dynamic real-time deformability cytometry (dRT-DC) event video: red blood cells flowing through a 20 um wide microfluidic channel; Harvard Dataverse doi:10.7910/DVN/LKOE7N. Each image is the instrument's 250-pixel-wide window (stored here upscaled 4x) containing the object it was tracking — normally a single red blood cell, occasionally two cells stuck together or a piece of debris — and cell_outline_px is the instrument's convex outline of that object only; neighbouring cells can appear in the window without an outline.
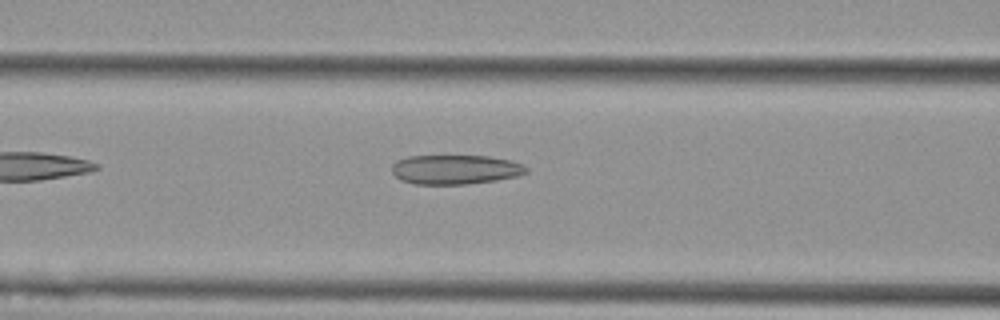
{"species": "Egyptian fruit bat (a non-hibernating species)", "species_latin": "Rousettus aegyptiacus", "temperature_condition": "cold", "stored_images_in_passage": 37, "camera_frame_rate_fps": 3000, "um_per_image_px": 0.085, "animal": {"sex": "female"}, "frame": {"image": 1, "passage_image": 5, "time_ms": 1.333, "image_size_px": [1000, 320], "cell_outline_px": [[528, 172], [516, 176], [496, 180], [464, 184], [416, 184], [400, 180], [392, 172], [392, 164], [396, 160], [408, 156], [488, 156], [512, 160], [524, 164], [528, 168]], "centroid_in_image_um": [38.71, 14.4], "position_along_channel_um": 127.9, "area_um2": 23.12}}
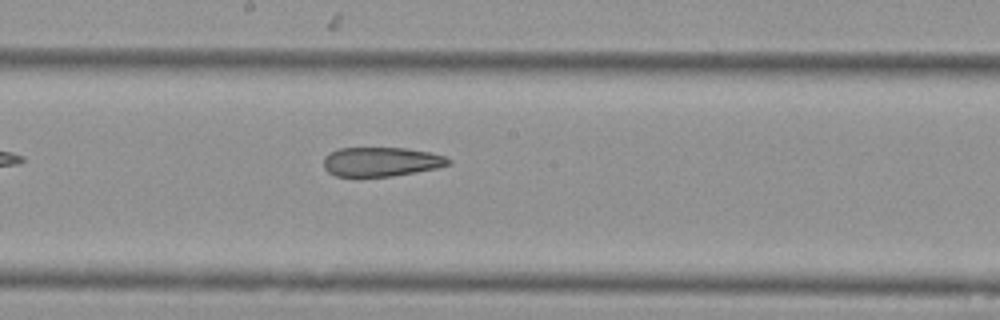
{"frame": {"image": 2, "passage_image": 12, "time_ms": 3.667, "image_size_px": [1000, 320], "cell_outline_px": [[452, 164], [436, 168], [416, 172], [392, 176], [336, 176], [328, 172], [324, 168], [324, 156], [340, 148], [408, 148], [432, 152], [444, 156], [452, 160]], "centroid_in_image_um": [32.44, 13.74], "position_along_channel_um": 215.8, "area_um2": 21.33}}
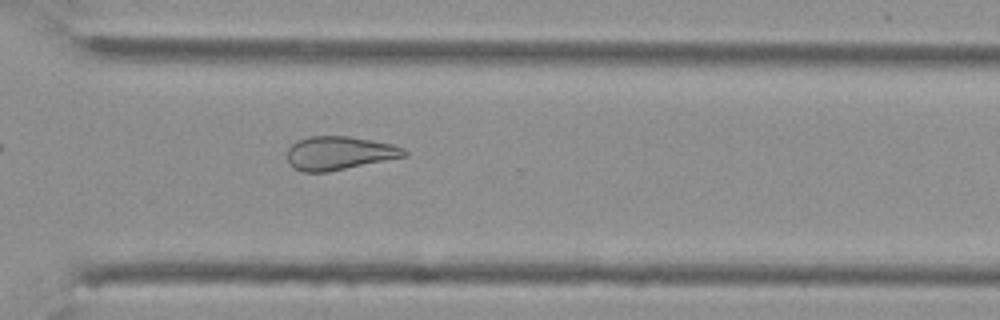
{"frame": {"image": 3, "passage_image": 22, "time_ms": 7.0, "image_size_px": [1000, 320], "cell_outline_px": [[408, 156], [328, 172], [304, 172], [292, 168], [288, 160], [288, 148], [296, 140], [308, 136], [348, 136], [392, 144], [404, 148], [408, 152]], "centroid_in_image_um": [28.84, 13.02], "position_along_channel_um": 341.8, "area_um2": 23.0}}